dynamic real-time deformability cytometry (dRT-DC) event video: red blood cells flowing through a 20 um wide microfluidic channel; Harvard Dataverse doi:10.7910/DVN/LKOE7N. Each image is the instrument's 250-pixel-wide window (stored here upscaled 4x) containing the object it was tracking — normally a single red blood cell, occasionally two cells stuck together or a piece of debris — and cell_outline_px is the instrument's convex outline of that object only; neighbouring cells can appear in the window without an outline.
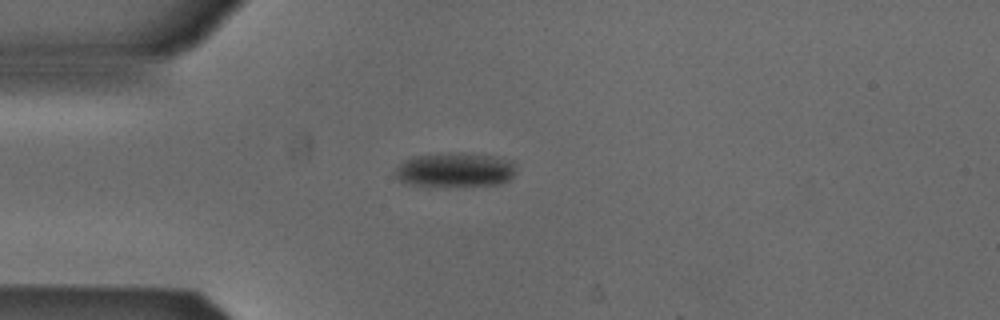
{"species": "Egyptian fruit bat (a non-hibernating species)", "species_latin": "Rousettus aegyptiacus", "temperature_condition": "cold", "stored_images_in_passage": 40, "camera_frame_rate_fps": 3000, "um_per_image_px": 0.085, "animal": {"sex": "male"}, "frame": {"image": 1, "passage_image": 1, "time_ms": 0.0, "image_size_px": [1000, 320], "cell_outline_px": [[516, 172], [508, 180], [500, 184], [404, 184], [396, 180], [392, 172], [400, 164], [408, 160], [420, 156], [460, 152], [496, 156], [512, 160], [516, 168]], "centroid_in_image_um": [38.7, 14.41], "position_along_channel_um": 46.3, "area_um2": 23.58}}
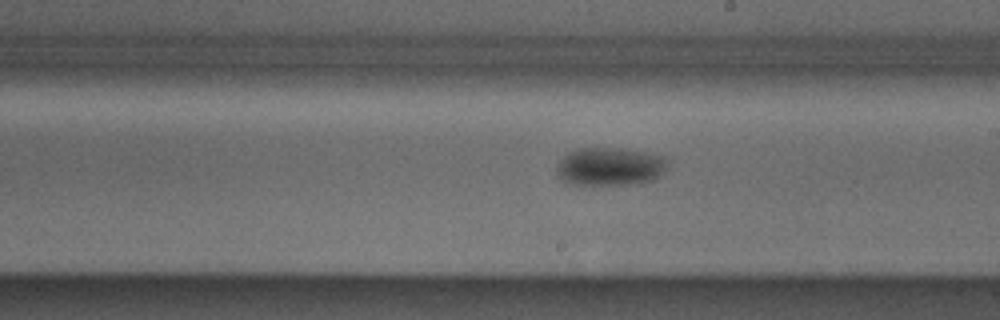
{"frame": {"image": 2, "passage_image": 17, "time_ms": 5.333, "image_size_px": [1000, 320], "cell_outline_px": [[668, 160], [660, 176], [652, 180], [632, 184], [572, 184], [560, 180], [556, 176], [556, 164], [568, 152], [580, 148], [620, 148], [644, 152], [664, 156]], "centroid_in_image_um": [51.79, 14.15], "position_along_channel_um": 237.2, "area_um2": 24.68}}
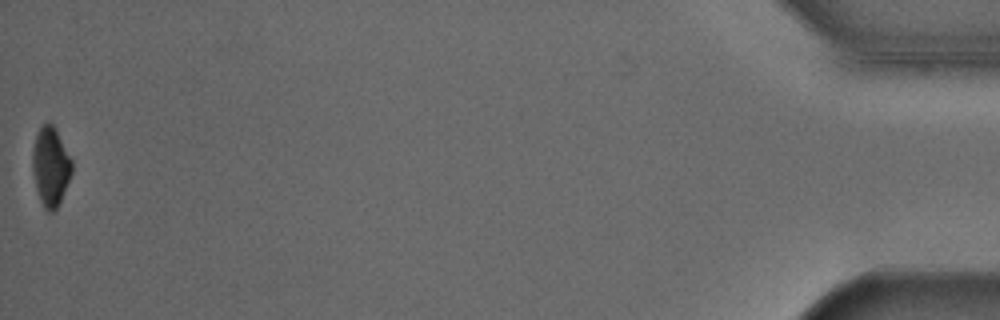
{"frame": {"image": 3, "passage_image": 40, "time_ms": 13.0, "image_size_px": [1000, 320], "cell_outline_px": [[72, 172], [60, 204], [52, 212], [48, 212], [44, 208], [40, 200], [36, 188], [32, 172], [32, 152], [36, 136], [40, 128], [44, 124], [52, 124], [56, 128], [72, 160]], "centroid_in_image_um": [4.31, 14.18], "position_along_channel_um": 430.9, "area_um2": 18.15}, "authors_computed_cell_mechanics": {"area_um2": 23.8425, "velocity_mm_per_s": 3.8761, "shape_relaxation_time_tau1_ms": 2.3601, "shape_relaxation_time_tau2_ms": null, "deformation_change_tau1": 0.0671, "deformation_change_tau2": null}}